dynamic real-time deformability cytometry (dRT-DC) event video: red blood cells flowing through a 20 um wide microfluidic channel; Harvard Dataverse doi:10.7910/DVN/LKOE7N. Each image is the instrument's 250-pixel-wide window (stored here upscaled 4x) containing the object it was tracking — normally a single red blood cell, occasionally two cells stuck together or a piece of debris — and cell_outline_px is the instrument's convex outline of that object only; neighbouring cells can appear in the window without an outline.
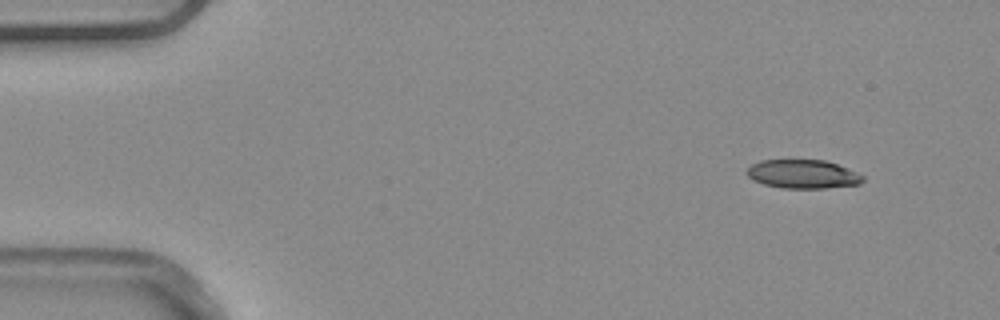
{"species": "common noctule bat (a hibernating species)", "species_latin": "Nyctalus noctula", "temperature_condition": "warm", "stored_images_in_passage": 5, "segment_of_instrument_passage": [1, 2], "camera_frame_rate_fps": 3000, "um_per_image_px": 0.085, "animal": {"sex": "male", "body_mass_g": 20.4}, "frame": {"image": 1, "passage_image": 1, "time_ms": 0.0, "image_size_px": [1000, 320], "cell_outline_px": [[864, 180], [860, 184], [828, 188], [780, 188], [764, 184], [752, 180], [744, 172], [752, 164], [760, 160], [824, 160], [836, 164], [856, 172], [864, 176]], "centroid_in_image_um": [68.22, 14.8], "position_along_channel_um": 16.8, "area_um2": 19.48}}
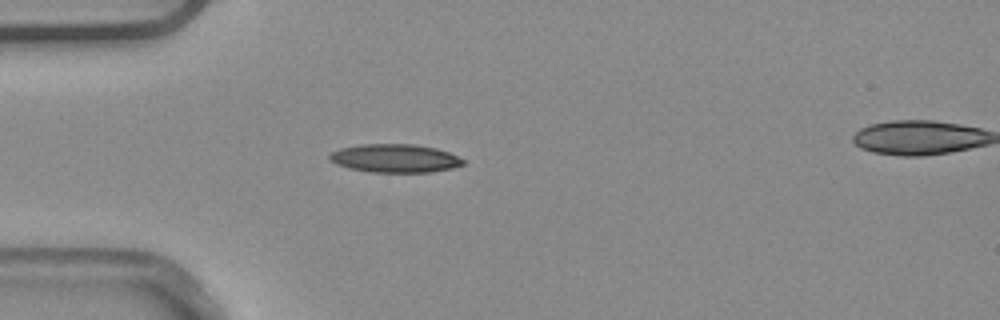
{"frame": {"image": 2, "passage_image": 4, "time_ms": 1.0, "image_size_px": [1000, 320], "cell_outline_px": [[464, 164], [452, 168], [428, 172], [372, 172], [348, 168], [336, 164], [328, 160], [328, 156], [332, 152], [340, 148], [360, 144], [412, 144], [436, 148], [448, 152], [464, 160]], "centroid_in_image_um": [33.52, 13.45], "position_along_channel_um": 51.5, "area_um2": 22.02}}